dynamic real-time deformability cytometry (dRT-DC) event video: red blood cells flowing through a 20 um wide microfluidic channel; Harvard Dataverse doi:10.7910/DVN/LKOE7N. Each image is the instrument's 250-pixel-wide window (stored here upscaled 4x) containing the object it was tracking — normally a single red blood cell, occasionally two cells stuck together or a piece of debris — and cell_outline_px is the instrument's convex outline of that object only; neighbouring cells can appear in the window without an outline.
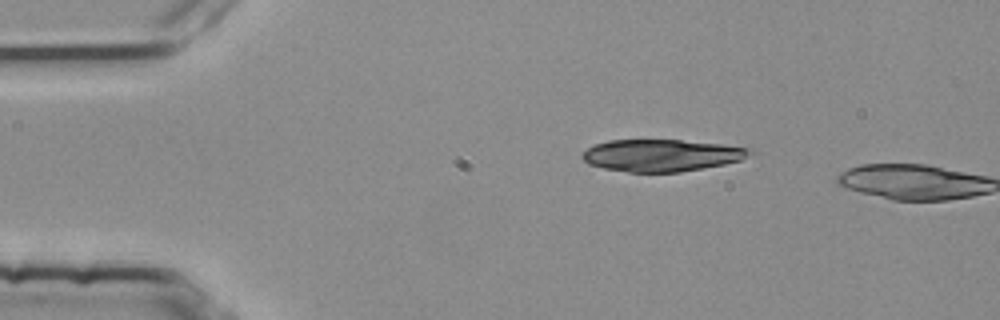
{"species": "common noctule bat (a hibernating species)", "species_latin": "Nyctalus noctula", "temperature_condition": "room temperature", "stored_images_in_passage": 2, "camera_frame_rate_fps": 3000, "um_per_image_px": 0.085, "animal": {"sex": "female", "body_mass_g": 25.1}, "frame": {"image": 1, "passage_image": 1, "time_ms": 0.0, "image_size_px": [1000, 320], "cell_outline_px": [[756, 152], [740, 160], [724, 164], [680, 172], [628, 172], [604, 168], [588, 164], [580, 156], [588, 148], [596, 144], [608, 140], [680, 140], [724, 144], [748, 148]], "centroid_in_image_um": [56.24, 13.2], "position_along_channel_um": 28.8, "area_um2": 31.21}}